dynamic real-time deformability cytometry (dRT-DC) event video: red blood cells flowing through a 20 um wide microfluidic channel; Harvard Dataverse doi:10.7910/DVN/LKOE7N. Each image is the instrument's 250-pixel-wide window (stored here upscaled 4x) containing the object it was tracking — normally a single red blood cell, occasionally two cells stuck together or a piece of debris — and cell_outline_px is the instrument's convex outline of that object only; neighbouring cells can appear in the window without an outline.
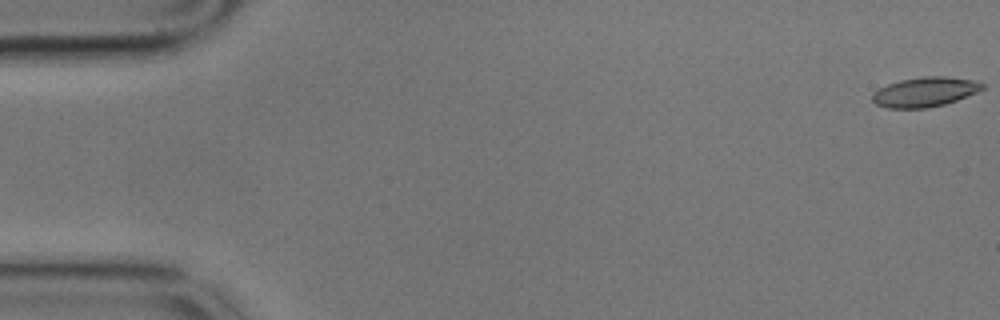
{"species": "common noctule bat (a hibernating species)", "species_latin": "Nyctalus noctula", "temperature_condition": "cold", "stored_images_in_passage": 58, "camera_frame_rate_fps": 3000, "um_per_image_px": 0.085, "animal": {"sex": "male", "body_mass_g": 17.9}, "frame": {"image": 1, "passage_image": 1, "time_ms": 0.0, "image_size_px": [1000, 320], "cell_outline_px": [[984, 88], [976, 92], [956, 100], [944, 104], [928, 108], [888, 108], [876, 104], [872, 100], [872, 92], [888, 84], [900, 80], [924, 76], [944, 76], [980, 80], [984, 84]], "centroid_in_image_um": [78.63, 7.8], "position_along_channel_um": 6.4, "area_um2": 19.07}}
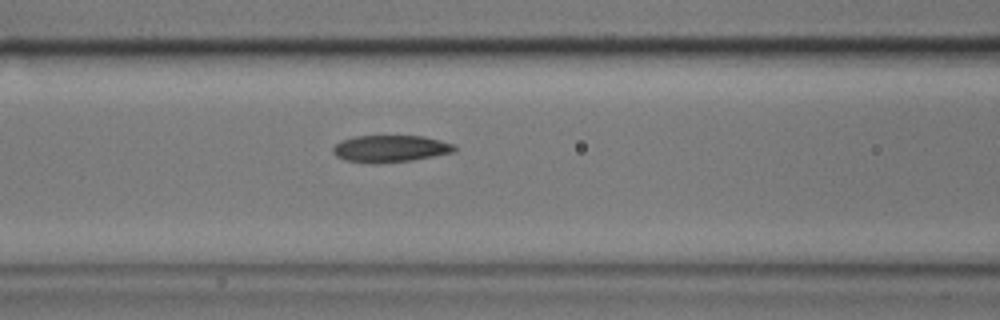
{"frame": {"image": 2, "passage_image": 24, "time_ms": 7.667, "image_size_px": [1000, 320], "cell_outline_px": [[456, 152], [412, 160], [376, 164], [372, 164], [344, 160], [336, 156], [332, 152], [332, 148], [340, 140], [356, 136], [424, 136], [440, 140], [452, 144], [456, 148]], "centroid_in_image_um": [33.15, 12.64], "position_along_channel_um": 133.5, "area_um2": 19.25}}
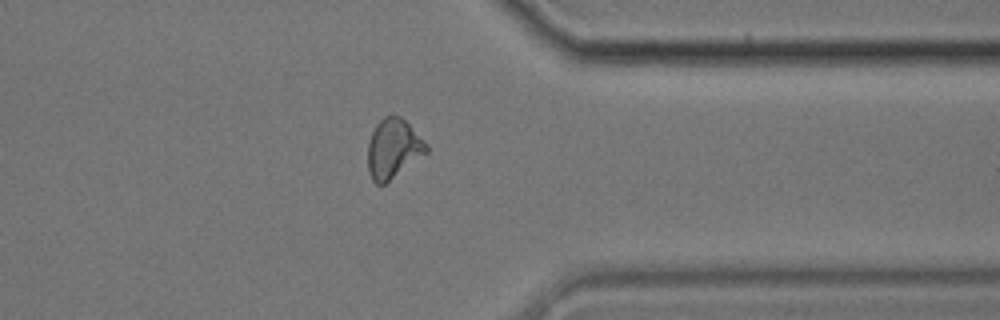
{"frame": {"image": 3, "passage_image": 46, "time_ms": 15.0, "image_size_px": [1000, 320], "cell_outline_px": [[428, 152], [384, 184], [376, 184], [372, 180], [368, 172], [368, 140], [376, 124], [384, 116], [400, 116], [428, 144]], "centroid_in_image_um": [33.41, 12.64], "position_along_channel_um": 378.0, "area_um2": 20.11}, "authors_computed_cell_mechanics": {"area_um2": 19.5075, "velocity_mm_per_s": 3.4366, "shape_relaxation_time_tau1_ms": 6.0729, "shape_relaxation_time_tau2_ms": 1.6377, "deformation_change_tau1": 0.1757, "deformation_change_tau2": 0.0873}}